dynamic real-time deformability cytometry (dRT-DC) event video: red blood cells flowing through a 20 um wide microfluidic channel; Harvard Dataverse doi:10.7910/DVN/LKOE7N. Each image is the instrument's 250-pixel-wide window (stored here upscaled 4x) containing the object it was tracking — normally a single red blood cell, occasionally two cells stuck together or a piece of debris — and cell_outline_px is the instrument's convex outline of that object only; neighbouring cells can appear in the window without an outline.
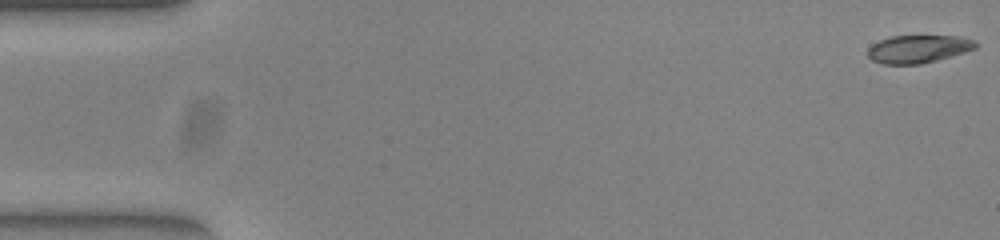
{"species": "common noctule bat (a hibernating species)", "species_latin": "Nyctalus noctula", "temperature_condition": "warm", "stored_images_in_passage": 53, "camera_frame_rate_fps": 3000, "um_per_image_px": 0.085, "animal": {"sex": "female", "body_mass_g": 23.0, "forearm_length_mm": 53.4}, "frame": {"image": 1, "passage_image": 1, "time_ms": 0.0, "image_size_px": [1000, 240], "cell_outline_px": [[976, 48], [964, 52], [936, 60], [920, 64], [884, 64], [872, 60], [868, 56], [868, 48], [872, 44], [880, 40], [892, 36], [960, 36], [976, 40]], "centroid_in_image_um": [78.05, 4.15], "position_along_channel_um": 7.0, "area_um2": 17.4}}
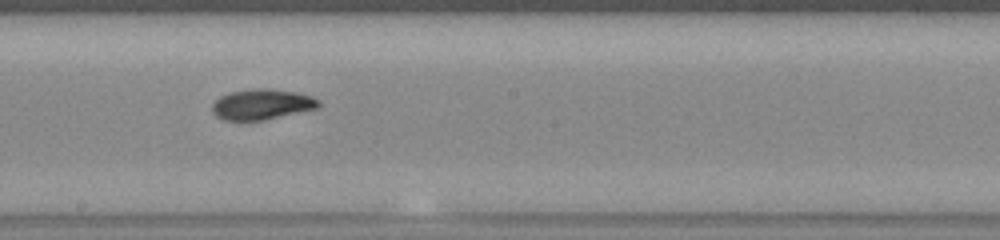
{"frame": {"image": 2, "passage_image": 29, "time_ms": 9.333, "image_size_px": [1000, 240], "cell_outline_px": [[320, 108], [264, 120], [224, 120], [216, 116], [212, 112], [212, 104], [220, 96], [228, 92], [252, 88], [268, 88], [296, 92], [312, 96], [320, 100]], "centroid_in_image_um": [22.28, 8.86], "position_along_channel_um": 225.9, "area_um2": 19.19}}
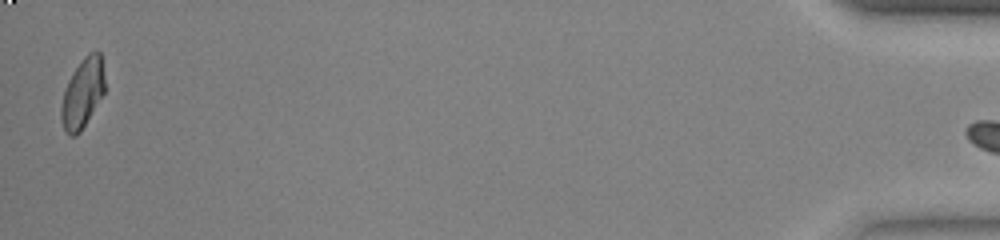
{"frame": {"image": 3, "passage_image": 52, "time_ms": 17.0, "image_size_px": [1000, 240], "cell_outline_px": [[104, 92], [80, 132], [76, 136], [68, 136], [64, 132], [60, 116], [60, 108], [64, 92], [68, 80], [72, 72], [84, 56], [88, 52], [100, 52], [104, 76]], "centroid_in_image_um": [6.98, 7.94], "position_along_channel_um": 428.2, "area_um2": 17.57}, "authors_computed_cell_mechanics": {"area_um2": 18.2648, "velocity_mm_per_s": 3.9071, "shape_relaxation_time_tau1_ms": 3.5386, "shape_relaxation_time_tau2_ms": 1.5751, "deformation_change_tau1": 0.1596, "deformation_change_tau2": 0.0654}}